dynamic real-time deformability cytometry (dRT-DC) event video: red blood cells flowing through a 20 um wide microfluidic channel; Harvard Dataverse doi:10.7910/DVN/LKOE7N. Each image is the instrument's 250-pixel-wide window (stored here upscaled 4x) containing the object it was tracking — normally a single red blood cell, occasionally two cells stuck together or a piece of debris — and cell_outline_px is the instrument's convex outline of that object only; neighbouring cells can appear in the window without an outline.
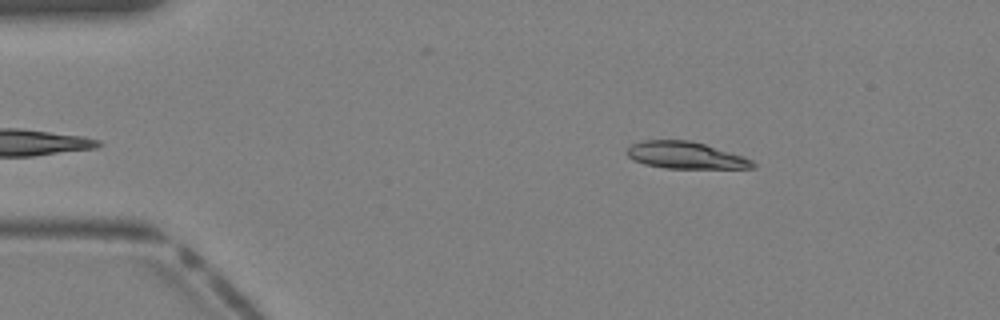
{"species": "Egyptian fruit bat (a non-hibernating species)", "species_latin": "Rousettus aegyptiacus", "temperature_condition": "warm", "stored_images_in_passage": 35, "camera_frame_rate_fps": 3000, "um_per_image_px": 0.085, "animal": {"sex": "female"}, "frame": {"image": 1, "passage_image": 2, "time_ms": 0.333, "image_size_px": [1000, 320], "cell_outline_px": [[756, 168], [664, 168], [644, 164], [632, 160], [624, 152], [632, 144], [644, 140], [688, 140], [704, 144], [744, 156], [752, 160], [756, 164]], "centroid_in_image_um": [58.25, 13.2], "position_along_channel_um": 26.7, "area_um2": 19.77}}
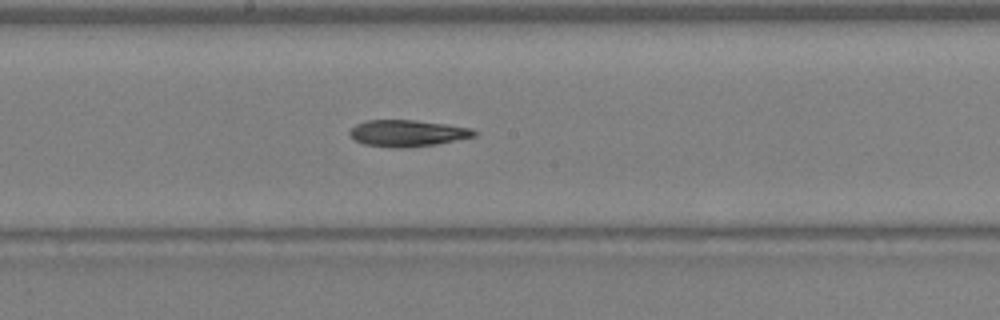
{"frame": {"image": 2, "passage_image": 17, "time_ms": 5.333, "image_size_px": [1000, 320], "cell_outline_px": [[476, 136], [436, 144], [404, 148], [396, 148], [364, 144], [356, 140], [348, 132], [356, 124], [368, 120], [416, 120], [472, 128], [476, 132]], "centroid_in_image_um": [34.64, 11.32], "position_along_channel_um": 213.6, "area_um2": 19.07}}
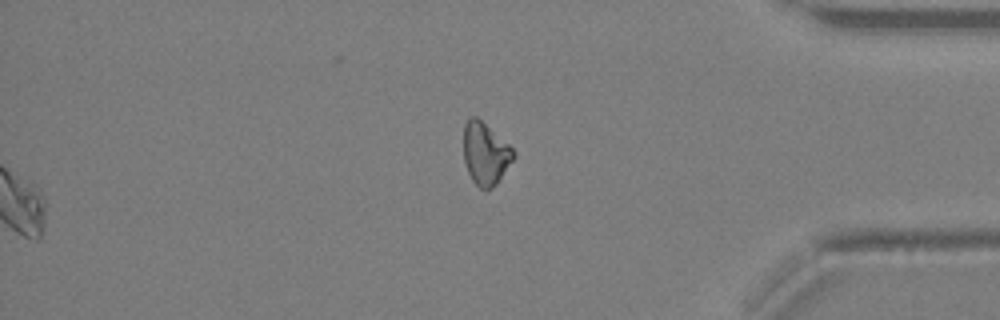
{"frame": {"image": 3, "passage_image": 29, "time_ms": 9.333, "image_size_px": [1000, 320], "cell_outline_px": [[516, 156], [496, 184], [492, 188], [480, 188], [472, 180], [468, 172], [464, 160], [464, 124], [468, 116], [476, 116], [508, 144], [516, 152]], "centroid_in_image_um": [41.25, 13.04], "position_along_channel_um": 393.9, "area_um2": 17.98}}